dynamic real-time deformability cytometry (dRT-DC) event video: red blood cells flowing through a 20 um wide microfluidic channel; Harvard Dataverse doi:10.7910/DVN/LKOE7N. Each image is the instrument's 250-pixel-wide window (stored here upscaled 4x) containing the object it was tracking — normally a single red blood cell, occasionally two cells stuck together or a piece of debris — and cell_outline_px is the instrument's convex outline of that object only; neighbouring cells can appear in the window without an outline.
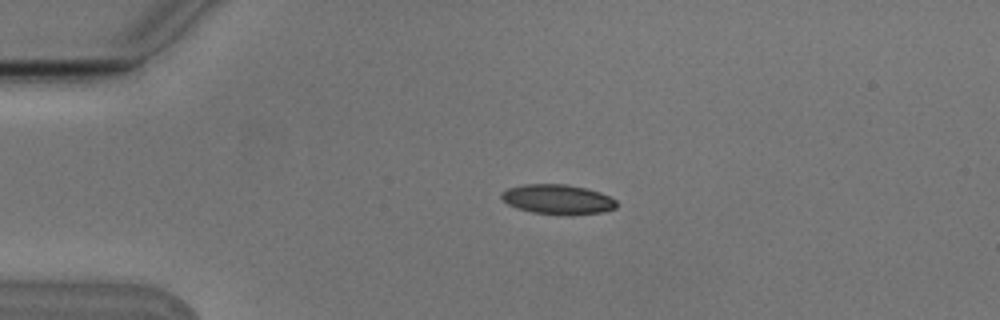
{"species": "Egyptian fruit bat (a non-hibernating species)", "species_latin": "Rousettus aegyptiacus", "temperature_condition": "cold", "stored_images_in_passage": 2, "camera_frame_rate_fps": 3000, "um_per_image_px": 0.085, "animal": {"sex": "male"}, "frame": {"image": 1, "passage_image": 1, "time_ms": 0.0, "image_size_px": [1000, 320], "cell_outline_px": [[616, 208], [604, 212], [572, 216], [532, 212], [516, 208], [508, 204], [500, 196], [500, 192], [508, 188], [524, 184], [564, 184], [584, 188], [600, 192], [616, 200]], "centroid_in_image_um": [47.4, 16.96], "position_along_channel_um": 37.6, "area_um2": 20.11}}